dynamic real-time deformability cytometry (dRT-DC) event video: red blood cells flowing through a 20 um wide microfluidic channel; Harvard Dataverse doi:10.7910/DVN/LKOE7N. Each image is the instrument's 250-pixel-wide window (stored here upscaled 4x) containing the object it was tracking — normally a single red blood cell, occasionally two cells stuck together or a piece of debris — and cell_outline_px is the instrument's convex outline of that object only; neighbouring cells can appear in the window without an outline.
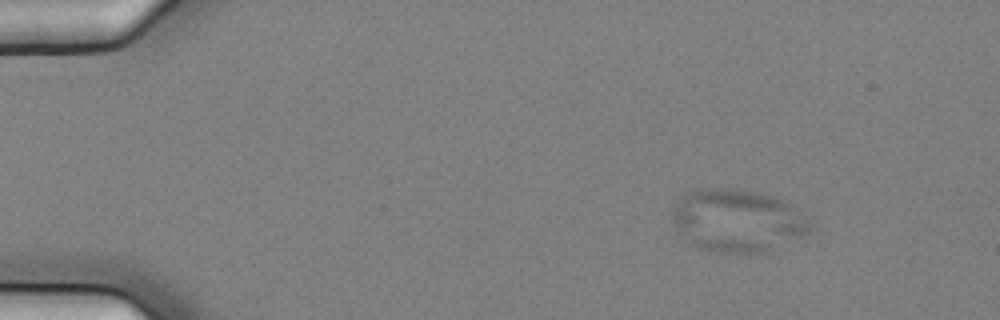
{"species": "common noctule bat (a hibernating species)", "species_latin": "Nyctalus noctula", "temperature_condition": "cold", "stored_images_in_passage": 5, "camera_frame_rate_fps": 3000, "um_per_image_px": 0.085, "animal": {"sex": "female", "body_mass_g": 25.1}, "frame": {"image": 1, "passage_image": 2, "time_ms": 0.333, "image_size_px": [1000, 320], "cell_outline_px": [[808, 232], [768, 252], [716, 252], [700, 248], [688, 244], [676, 232], [672, 220], [672, 208], [680, 196], [688, 192], [700, 188], [732, 188], [760, 192], [772, 196], [788, 204], [808, 220]], "centroid_in_image_um": [62.55, 18.75], "position_along_channel_um": 22.4, "area_um2": 50.17}}
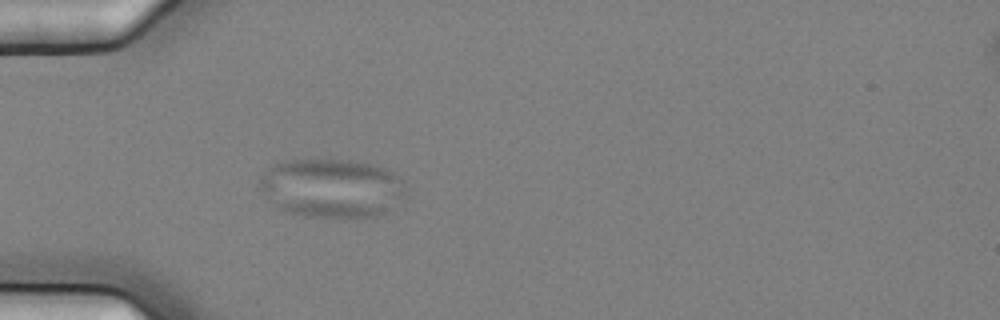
{"frame": {"image": 2, "passage_image": 5, "time_ms": 1.333, "image_size_px": [1000, 320], "cell_outline_px": [[404, 196], [392, 212], [376, 216], [344, 220], [304, 216], [284, 212], [260, 188], [260, 176], [264, 172], [276, 164], [284, 160], [348, 160], [376, 164], [388, 168], [404, 180]], "centroid_in_image_um": [28.3, 16.03], "position_along_channel_um": 56.7, "area_um2": 51.21}}